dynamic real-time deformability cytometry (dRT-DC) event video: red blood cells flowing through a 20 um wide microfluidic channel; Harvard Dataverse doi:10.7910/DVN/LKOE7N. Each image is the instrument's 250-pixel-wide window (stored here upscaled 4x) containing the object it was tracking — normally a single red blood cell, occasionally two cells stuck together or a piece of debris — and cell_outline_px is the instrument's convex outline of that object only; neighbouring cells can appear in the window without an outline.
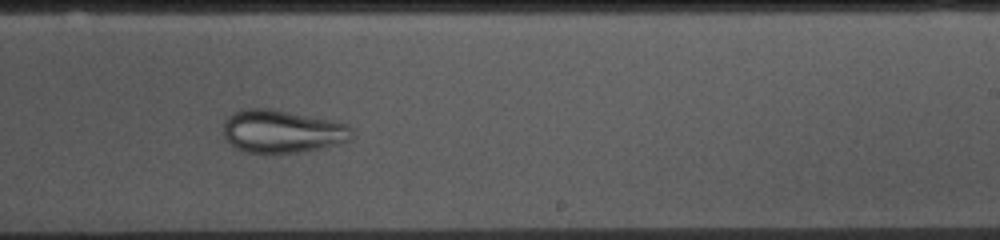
{"species": "common noctule bat (a hibernating species)", "species_latin": "Nyctalus noctula", "temperature_condition": "cold", "stored_images_in_passage": 53, "camera_frame_rate_fps": 3000, "um_per_image_px": 0.085, "animal": {"sex": "female", "body_mass_g": 10.0, "forearm_length_mm": 53.1}, "frame": {"image": 1, "passage_image": 31, "time_ms": 10.0, "image_size_px": [1000, 240], "cell_outline_px": [[352, 140], [320, 148], [300, 152], [244, 152], [236, 148], [224, 136], [224, 120], [232, 112], [244, 108], [268, 108], [332, 120], [348, 124], [352, 128]], "centroid_in_image_um": [23.98, 11.15], "position_along_channel_um": 265.0, "area_um2": 32.02}}
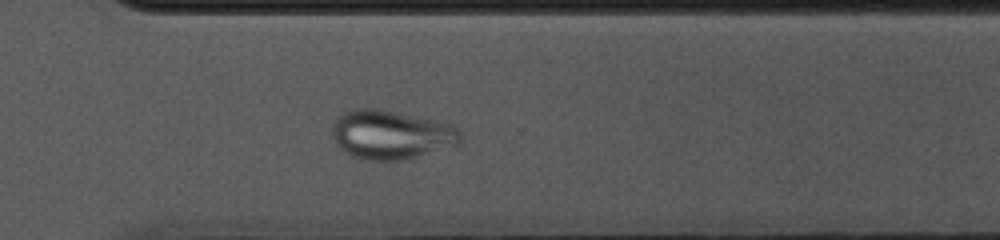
{"frame": {"image": 2, "passage_image": 37, "time_ms": 12.0, "image_size_px": [1000, 240], "cell_outline_px": [[460, 144], [408, 160], [368, 160], [352, 156], [344, 152], [340, 148], [332, 136], [332, 124], [336, 116], [352, 108], [380, 108], [436, 120], [452, 124], [460, 128]], "centroid_in_image_um": [33.25, 11.44], "position_along_channel_um": 337.4, "area_um2": 37.28}}
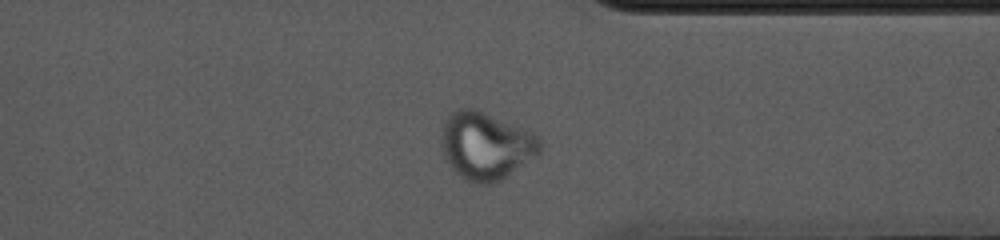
{"frame": {"image": 3, "passage_image": 40, "time_ms": 13.0, "image_size_px": [1000, 240], "cell_outline_px": [[544, 144], [540, 152], [500, 180], [492, 184], [476, 184], [460, 176], [452, 168], [444, 156], [440, 144], [440, 132], [444, 120], [456, 108], [476, 108], [532, 132]], "centroid_in_image_um": [41.26, 12.36], "position_along_channel_um": 370.1, "area_um2": 38.84}}